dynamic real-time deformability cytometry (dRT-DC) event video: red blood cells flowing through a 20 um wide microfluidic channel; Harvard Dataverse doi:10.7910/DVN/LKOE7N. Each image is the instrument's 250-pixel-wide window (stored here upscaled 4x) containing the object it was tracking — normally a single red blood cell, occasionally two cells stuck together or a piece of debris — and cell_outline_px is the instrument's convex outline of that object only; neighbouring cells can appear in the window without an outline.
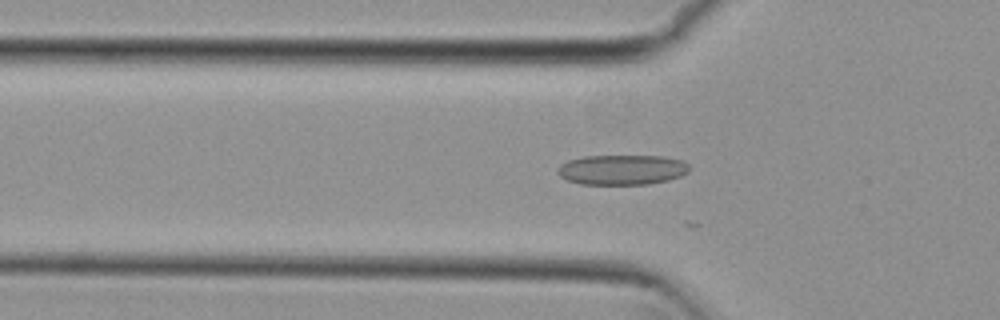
{"species": "common noctule bat (a hibernating species)", "species_latin": "Nyctalus noctula", "temperature_condition": "cold", "stored_images_in_passage": 11, "camera_frame_rate_fps": 3000, "um_per_image_px": 0.085, "animal": {"sex": "female", "body_mass_g": 29.2, "forearm_length_mm": 56.3}, "frame": {"image": 1, "passage_image": 2, "time_ms": 0.333, "image_size_px": [1000, 320], "cell_outline_px": [[692, 168], [688, 172], [680, 176], [668, 180], [648, 184], [580, 184], [568, 180], [560, 176], [556, 172], [560, 164], [568, 160], [584, 156], [664, 156], [684, 160]], "centroid_in_image_um": [52.9, 14.42], "position_along_channel_um": 72.9, "area_um2": 23.24}}
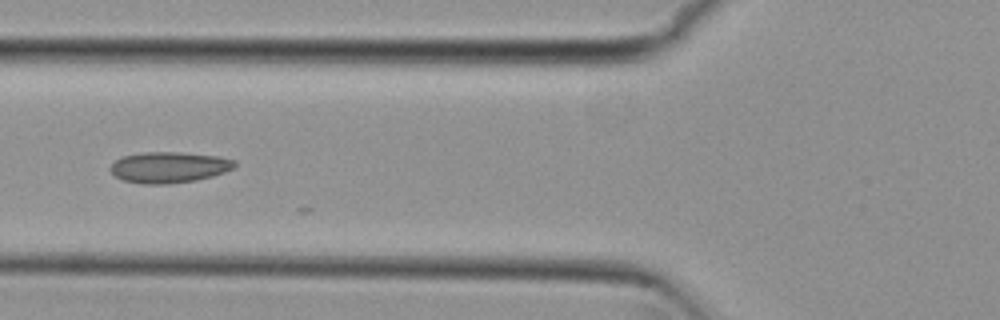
{"frame": {"image": 2, "passage_image": 5, "time_ms": 1.333, "image_size_px": [1000, 320], "cell_outline_px": [[236, 164], [232, 168], [224, 172], [212, 176], [196, 180], [168, 184], [144, 184], [124, 180], [116, 176], [108, 168], [120, 156], [144, 152], [180, 152], [216, 156], [236, 160]], "centroid_in_image_um": [14.34, 14.21], "position_along_channel_um": 111.5, "area_um2": 22.37}}
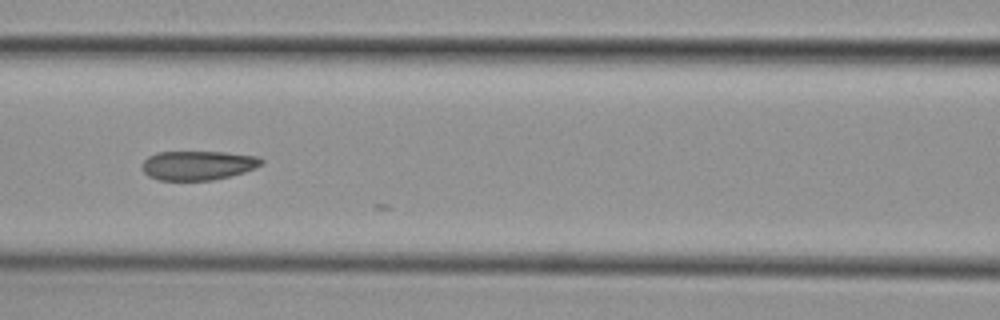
{"frame": {"image": 3, "passage_image": 8, "time_ms": 2.333, "image_size_px": [1000, 320], "cell_outline_px": [[264, 160], [256, 168], [244, 172], [212, 180], [156, 180], [148, 176], [140, 168], [144, 160], [148, 156], [156, 152], [224, 152], [260, 156]], "centroid_in_image_um": [16.8, 14.05], "position_along_channel_um": 149.8, "area_um2": 20.46}}